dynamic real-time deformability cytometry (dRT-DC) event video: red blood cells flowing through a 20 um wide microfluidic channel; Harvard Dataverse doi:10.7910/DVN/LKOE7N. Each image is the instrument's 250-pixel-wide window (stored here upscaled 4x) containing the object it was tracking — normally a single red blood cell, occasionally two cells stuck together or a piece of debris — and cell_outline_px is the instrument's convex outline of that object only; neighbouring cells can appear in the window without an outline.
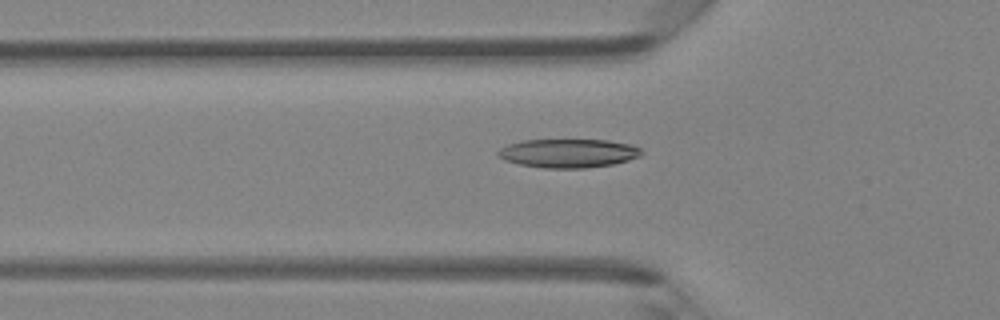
{"species": "Egyptian fruit bat (a non-hibernating species)", "species_latin": "Rousettus aegyptiacus", "temperature_condition": "room temperature", "stored_images_in_passage": 35, "segment_of_instrument_passage": [1, 2], "camera_frame_rate_fps": 3000, "um_per_image_px": 0.085, "animal": {"sex": "female"}, "frame": {"image": 1, "passage_image": 3, "time_ms": 0.667, "image_size_px": [1000, 320], "cell_outline_px": [[644, 152], [640, 156], [628, 160], [612, 164], [584, 168], [544, 168], [520, 164], [504, 160], [496, 156], [496, 152], [500, 148], [508, 144], [524, 140], [608, 140], [632, 144], [640, 148]], "centroid_in_image_um": [48.3, 13.02], "position_along_channel_um": 77.5, "area_um2": 24.1}}
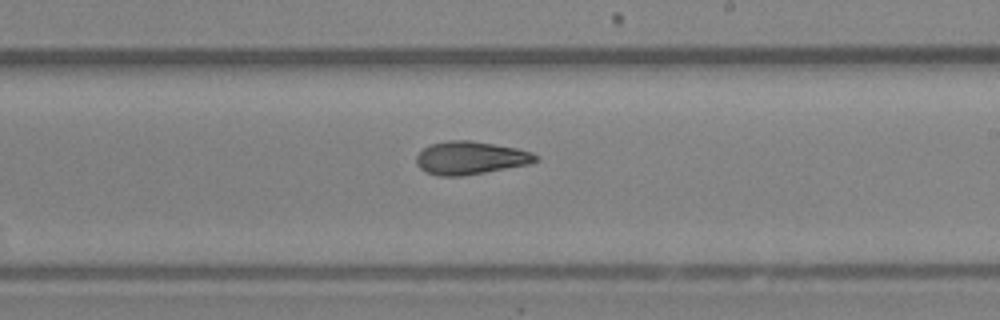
{"frame": {"image": 2, "passage_image": 15, "time_ms": 4.667, "image_size_px": [1000, 320], "cell_outline_px": [[540, 160], [528, 164], [484, 172], [460, 176], [436, 176], [424, 172], [416, 164], [416, 156], [424, 148], [432, 144], [448, 140], [468, 140], [516, 148], [532, 152], [540, 156]], "centroid_in_image_um": [39.98, 13.43], "position_along_channel_um": 249.0, "area_um2": 22.89}}
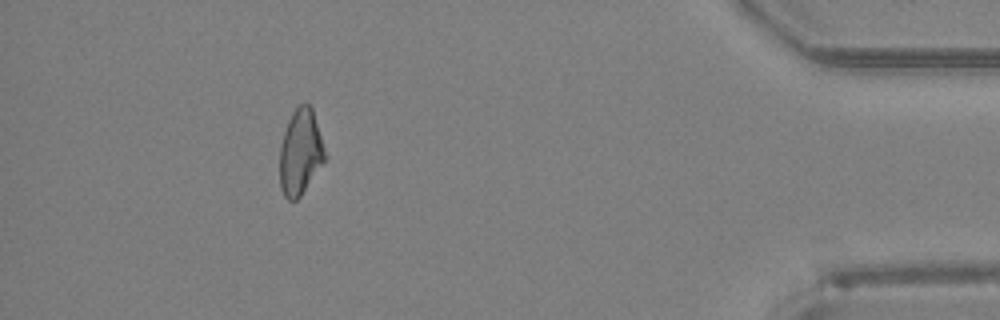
{"frame": {"image": 3, "passage_image": 30, "time_ms": 9.667, "image_size_px": [1000, 320], "cell_outline_px": [[328, 156], [300, 196], [296, 200], [288, 200], [284, 196], [280, 188], [280, 148], [284, 132], [288, 120], [292, 112], [300, 104], [308, 104], [312, 108]], "centroid_in_image_um": [25.54, 12.94], "position_along_channel_um": 409.7, "area_um2": 22.54}}